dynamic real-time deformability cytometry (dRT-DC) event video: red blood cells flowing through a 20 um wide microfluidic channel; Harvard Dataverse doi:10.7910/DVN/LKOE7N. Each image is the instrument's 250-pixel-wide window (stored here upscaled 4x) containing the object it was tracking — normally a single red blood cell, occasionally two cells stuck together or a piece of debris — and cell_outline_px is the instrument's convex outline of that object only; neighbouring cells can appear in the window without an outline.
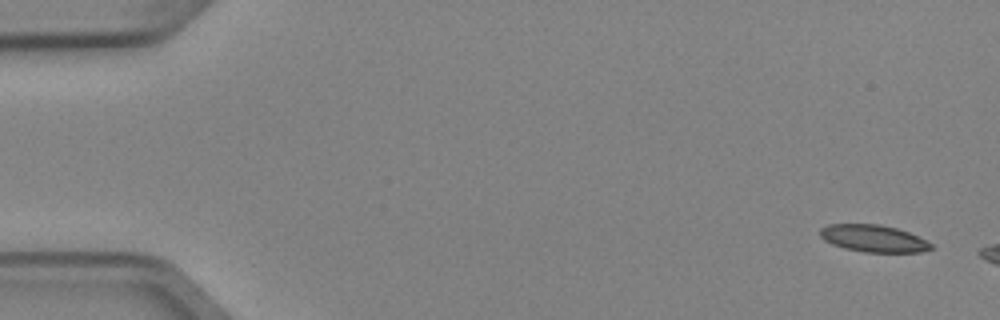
{"species": "Egyptian fruit bat (a non-hibernating species)", "species_latin": "Rousettus aegyptiacus", "temperature_condition": "cold", "stored_images_in_passage": 4, "camera_frame_rate_fps": 3000, "um_per_image_px": 0.085, "animal": {"sex": "female"}, "frame": {"image": 1, "passage_image": 1, "time_ms": 0.0, "image_size_px": [1000, 320], "cell_outline_px": [[932, 248], [920, 252], [864, 252], [844, 248], [832, 244], [824, 240], [820, 236], [820, 228], [828, 224], [880, 224], [896, 228], [908, 232], [932, 244]], "centroid_in_image_um": [74.2, 20.26], "position_along_channel_um": 10.8, "area_um2": 17.4}}